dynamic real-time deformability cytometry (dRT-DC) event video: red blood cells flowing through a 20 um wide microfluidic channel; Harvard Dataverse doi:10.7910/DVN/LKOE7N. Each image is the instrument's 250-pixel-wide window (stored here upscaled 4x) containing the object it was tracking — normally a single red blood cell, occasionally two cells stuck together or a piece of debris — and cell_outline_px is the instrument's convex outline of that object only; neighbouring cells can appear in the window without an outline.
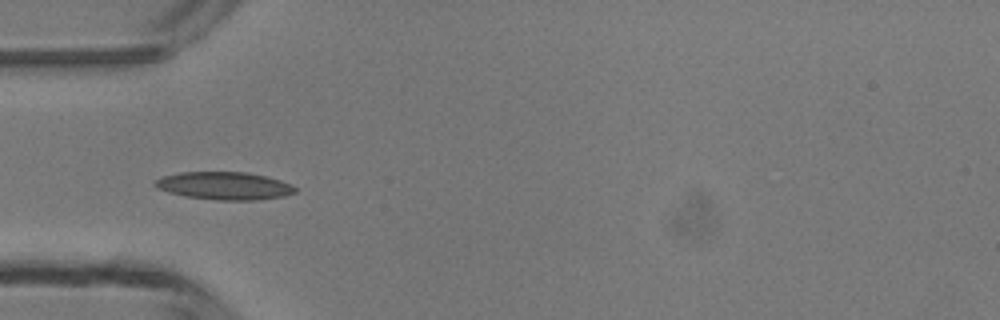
{"species": "common noctule bat (a hibernating species)", "species_latin": "Nyctalus noctula", "temperature_condition": "room temperature", "stored_images_in_passage": 4, "camera_frame_rate_fps": 3000, "um_per_image_px": 0.085, "animal": {"sex": "male", "body_mass_g": 13.3}, "frame": {"image": 1, "passage_image": 4, "time_ms": 4.333, "image_size_px": [1000, 320], "cell_outline_px": [[296, 192], [284, 196], [256, 200], [216, 200], [184, 196], [168, 192], [156, 188], [152, 184], [160, 176], [180, 172], [244, 172], [264, 176], [280, 180], [292, 184], [296, 188]], "centroid_in_image_um": [19.03, 15.79], "position_along_channel_um": 66.0, "area_um2": 22.77}}